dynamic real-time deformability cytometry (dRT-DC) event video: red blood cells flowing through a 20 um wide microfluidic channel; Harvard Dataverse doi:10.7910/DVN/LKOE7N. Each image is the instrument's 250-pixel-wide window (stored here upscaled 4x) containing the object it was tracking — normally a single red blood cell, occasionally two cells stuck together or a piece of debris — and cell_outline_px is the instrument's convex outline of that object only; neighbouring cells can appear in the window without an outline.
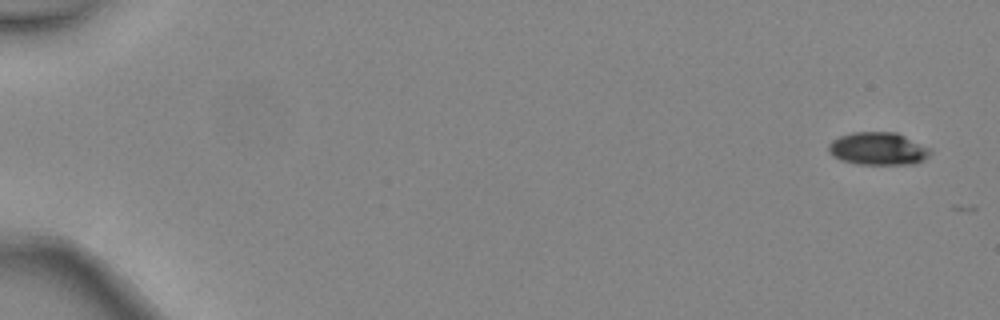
{"species": "common noctule bat (a hibernating species)", "species_latin": "Nyctalus noctula", "temperature_condition": "warm", "stored_images_in_passage": 5, "camera_frame_rate_fps": 3000, "um_per_image_px": 0.085, "animal": {"sex": "female", "body_mass_g": 24.6, "forearm_length_mm": 56.2}, "frame": {"image": 1, "passage_image": 1, "time_ms": 0.0, "image_size_px": [1000, 320], "cell_outline_px": [[932, 152], [924, 160], [916, 164], [856, 164], [840, 160], [832, 156], [828, 152], [828, 144], [832, 140], [840, 136], [852, 132], [896, 132], [928, 148]], "centroid_in_image_um": [74.59, 12.65], "position_along_channel_um": 10.4, "area_um2": 19.42}}
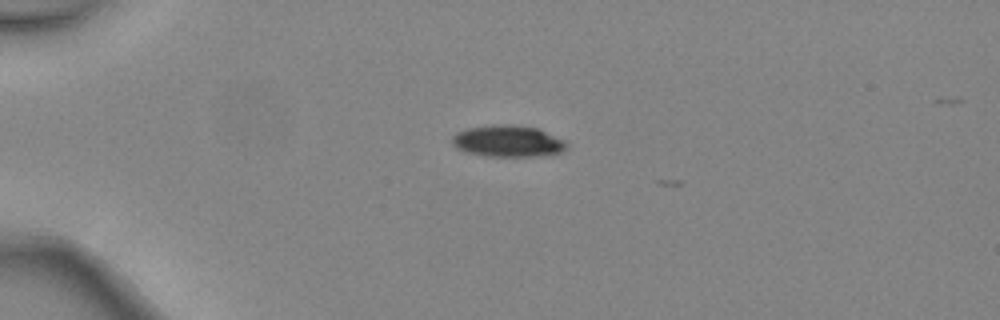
{"frame": {"image": 2, "passage_image": 4, "time_ms": 1.0, "image_size_px": [1000, 320], "cell_outline_px": [[568, 144], [560, 152], [540, 156], [484, 156], [464, 152], [456, 148], [452, 144], [452, 136], [456, 132], [468, 128], [492, 124], [508, 124], [540, 128], [564, 140]], "centroid_in_image_um": [43.13, 11.99], "position_along_channel_um": 41.9, "area_um2": 21.27}}